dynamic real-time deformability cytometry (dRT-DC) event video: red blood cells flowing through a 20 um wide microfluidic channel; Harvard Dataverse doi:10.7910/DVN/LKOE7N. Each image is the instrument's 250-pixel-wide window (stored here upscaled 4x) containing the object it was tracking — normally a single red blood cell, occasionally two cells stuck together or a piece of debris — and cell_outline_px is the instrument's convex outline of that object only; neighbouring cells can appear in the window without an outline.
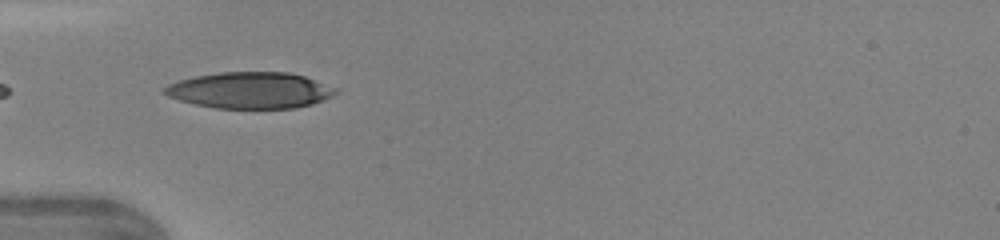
{"species": "human", "species_latin": "Homo sapiens", "temperature_condition": "warm", "stored_images_in_passage": 12, "camera_frame_rate_fps": 3000, "um_per_image_px": 0.085, "donor": {"sex": "female"}, "frame": {"image": 1, "passage_image": 1, "time_ms": 0.0, "image_size_px": [1000, 240], "cell_outline_px": [[340, 92], [324, 100], [312, 104], [296, 108], [216, 108], [196, 104], [180, 100], [168, 96], [164, 92], [164, 88], [168, 84], [180, 80], [196, 76], [220, 72], [288, 72], [304, 76], [336, 88]], "centroid_in_image_um": [21.29, 7.67], "position_along_channel_um": 63.7, "area_um2": 36.01}}